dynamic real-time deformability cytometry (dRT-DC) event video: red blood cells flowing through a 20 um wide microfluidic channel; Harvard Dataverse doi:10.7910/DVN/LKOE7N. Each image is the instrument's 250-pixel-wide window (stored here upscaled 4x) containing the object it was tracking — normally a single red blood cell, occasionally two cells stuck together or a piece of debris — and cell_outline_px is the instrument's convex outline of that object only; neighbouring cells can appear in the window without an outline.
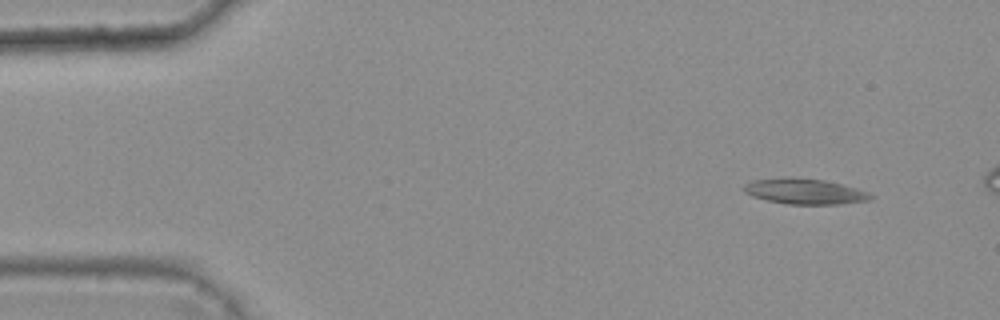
{"species": "common noctule bat (a hibernating species)", "species_latin": "Nyctalus noctula", "temperature_condition": "warm", "stored_images_in_passage": 4, "camera_frame_rate_fps": 3000, "um_per_image_px": 0.085, "animal": {"sex": "female", "body_mass_g": 25.1}, "frame": {"image": 1, "passage_image": 1, "time_ms": 0.0, "image_size_px": [1000, 320], "cell_outline_px": [[876, 196], [868, 200], [840, 204], [788, 204], [768, 200], [752, 196], [744, 192], [744, 184], [752, 180], [824, 180], [856, 188], [868, 192]], "centroid_in_image_um": [68.46, 16.32], "position_along_channel_um": 16.5, "area_um2": 17.86}}